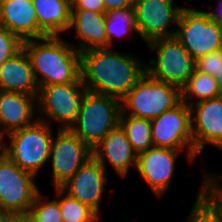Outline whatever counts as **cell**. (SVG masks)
Wrapping results in <instances>:
<instances>
[{"label": "cell", "instance_id": "37", "mask_svg": "<svg viewBox=\"0 0 222 222\" xmlns=\"http://www.w3.org/2000/svg\"><path fill=\"white\" fill-rule=\"evenodd\" d=\"M8 215H6L5 213H3L1 210H0V222H2Z\"/></svg>", "mask_w": 222, "mask_h": 222}, {"label": "cell", "instance_id": "25", "mask_svg": "<svg viewBox=\"0 0 222 222\" xmlns=\"http://www.w3.org/2000/svg\"><path fill=\"white\" fill-rule=\"evenodd\" d=\"M53 189L63 222H100L101 217L93 209L69 196L60 187Z\"/></svg>", "mask_w": 222, "mask_h": 222}, {"label": "cell", "instance_id": "36", "mask_svg": "<svg viewBox=\"0 0 222 222\" xmlns=\"http://www.w3.org/2000/svg\"><path fill=\"white\" fill-rule=\"evenodd\" d=\"M2 222H16V216H7Z\"/></svg>", "mask_w": 222, "mask_h": 222}, {"label": "cell", "instance_id": "38", "mask_svg": "<svg viewBox=\"0 0 222 222\" xmlns=\"http://www.w3.org/2000/svg\"><path fill=\"white\" fill-rule=\"evenodd\" d=\"M219 97L222 99V79H220Z\"/></svg>", "mask_w": 222, "mask_h": 222}, {"label": "cell", "instance_id": "23", "mask_svg": "<svg viewBox=\"0 0 222 222\" xmlns=\"http://www.w3.org/2000/svg\"><path fill=\"white\" fill-rule=\"evenodd\" d=\"M106 14V35L108 39V48L115 47V38H131L137 33L134 10L132 7L123 9L109 10ZM135 32V34H134Z\"/></svg>", "mask_w": 222, "mask_h": 222}, {"label": "cell", "instance_id": "15", "mask_svg": "<svg viewBox=\"0 0 222 222\" xmlns=\"http://www.w3.org/2000/svg\"><path fill=\"white\" fill-rule=\"evenodd\" d=\"M196 158L210 144L222 150V99L218 96L190 106Z\"/></svg>", "mask_w": 222, "mask_h": 222}, {"label": "cell", "instance_id": "4", "mask_svg": "<svg viewBox=\"0 0 222 222\" xmlns=\"http://www.w3.org/2000/svg\"><path fill=\"white\" fill-rule=\"evenodd\" d=\"M53 135L52 127L37 119L33 124L6 135L5 155L22 170L37 177L49 163Z\"/></svg>", "mask_w": 222, "mask_h": 222}, {"label": "cell", "instance_id": "16", "mask_svg": "<svg viewBox=\"0 0 222 222\" xmlns=\"http://www.w3.org/2000/svg\"><path fill=\"white\" fill-rule=\"evenodd\" d=\"M93 157L107 170L106 161L123 179L137 166V156L122 127L118 125L93 147ZM107 159V160H106Z\"/></svg>", "mask_w": 222, "mask_h": 222}, {"label": "cell", "instance_id": "21", "mask_svg": "<svg viewBox=\"0 0 222 222\" xmlns=\"http://www.w3.org/2000/svg\"><path fill=\"white\" fill-rule=\"evenodd\" d=\"M38 26L39 39L48 36H62L63 32L69 31L71 23L70 0H32Z\"/></svg>", "mask_w": 222, "mask_h": 222}, {"label": "cell", "instance_id": "19", "mask_svg": "<svg viewBox=\"0 0 222 222\" xmlns=\"http://www.w3.org/2000/svg\"><path fill=\"white\" fill-rule=\"evenodd\" d=\"M0 90L38 96L39 87L24 48L0 66Z\"/></svg>", "mask_w": 222, "mask_h": 222}, {"label": "cell", "instance_id": "5", "mask_svg": "<svg viewBox=\"0 0 222 222\" xmlns=\"http://www.w3.org/2000/svg\"><path fill=\"white\" fill-rule=\"evenodd\" d=\"M181 101L180 88L145 73L121 100V115L152 120Z\"/></svg>", "mask_w": 222, "mask_h": 222}, {"label": "cell", "instance_id": "30", "mask_svg": "<svg viewBox=\"0 0 222 222\" xmlns=\"http://www.w3.org/2000/svg\"><path fill=\"white\" fill-rule=\"evenodd\" d=\"M202 169L201 176H203V188L222 208V173H209L206 167Z\"/></svg>", "mask_w": 222, "mask_h": 222}, {"label": "cell", "instance_id": "27", "mask_svg": "<svg viewBox=\"0 0 222 222\" xmlns=\"http://www.w3.org/2000/svg\"><path fill=\"white\" fill-rule=\"evenodd\" d=\"M44 196L41 190L37 193L27 216L32 222H63L58 200Z\"/></svg>", "mask_w": 222, "mask_h": 222}, {"label": "cell", "instance_id": "22", "mask_svg": "<svg viewBox=\"0 0 222 222\" xmlns=\"http://www.w3.org/2000/svg\"><path fill=\"white\" fill-rule=\"evenodd\" d=\"M220 80L214 76L194 71L181 88V100L188 106L219 96ZM193 99L196 100L193 102Z\"/></svg>", "mask_w": 222, "mask_h": 222}, {"label": "cell", "instance_id": "10", "mask_svg": "<svg viewBox=\"0 0 222 222\" xmlns=\"http://www.w3.org/2000/svg\"><path fill=\"white\" fill-rule=\"evenodd\" d=\"M174 3V0H133L137 34L145 44L175 36L183 6Z\"/></svg>", "mask_w": 222, "mask_h": 222}, {"label": "cell", "instance_id": "8", "mask_svg": "<svg viewBox=\"0 0 222 222\" xmlns=\"http://www.w3.org/2000/svg\"><path fill=\"white\" fill-rule=\"evenodd\" d=\"M175 37L195 60L222 46L221 26L211 21L205 10L193 7L182 8Z\"/></svg>", "mask_w": 222, "mask_h": 222}, {"label": "cell", "instance_id": "7", "mask_svg": "<svg viewBox=\"0 0 222 222\" xmlns=\"http://www.w3.org/2000/svg\"><path fill=\"white\" fill-rule=\"evenodd\" d=\"M86 91L81 76L75 82L39 87L38 120L51 127L54 122L60 126L58 129H69L76 120L81 99Z\"/></svg>", "mask_w": 222, "mask_h": 222}, {"label": "cell", "instance_id": "24", "mask_svg": "<svg viewBox=\"0 0 222 222\" xmlns=\"http://www.w3.org/2000/svg\"><path fill=\"white\" fill-rule=\"evenodd\" d=\"M119 125L137 154L154 146L150 120L131 115H120Z\"/></svg>", "mask_w": 222, "mask_h": 222}, {"label": "cell", "instance_id": "33", "mask_svg": "<svg viewBox=\"0 0 222 222\" xmlns=\"http://www.w3.org/2000/svg\"><path fill=\"white\" fill-rule=\"evenodd\" d=\"M212 11H205L208 15L211 21L217 22L221 28H222V0L218 1V6H216Z\"/></svg>", "mask_w": 222, "mask_h": 222}, {"label": "cell", "instance_id": "32", "mask_svg": "<svg viewBox=\"0 0 222 222\" xmlns=\"http://www.w3.org/2000/svg\"><path fill=\"white\" fill-rule=\"evenodd\" d=\"M105 11L132 7L133 0H103Z\"/></svg>", "mask_w": 222, "mask_h": 222}, {"label": "cell", "instance_id": "17", "mask_svg": "<svg viewBox=\"0 0 222 222\" xmlns=\"http://www.w3.org/2000/svg\"><path fill=\"white\" fill-rule=\"evenodd\" d=\"M37 119V96L0 90V130L5 136Z\"/></svg>", "mask_w": 222, "mask_h": 222}, {"label": "cell", "instance_id": "28", "mask_svg": "<svg viewBox=\"0 0 222 222\" xmlns=\"http://www.w3.org/2000/svg\"><path fill=\"white\" fill-rule=\"evenodd\" d=\"M23 48V41L0 25V66Z\"/></svg>", "mask_w": 222, "mask_h": 222}, {"label": "cell", "instance_id": "20", "mask_svg": "<svg viewBox=\"0 0 222 222\" xmlns=\"http://www.w3.org/2000/svg\"><path fill=\"white\" fill-rule=\"evenodd\" d=\"M0 25L22 41L39 39V26L32 0L0 1Z\"/></svg>", "mask_w": 222, "mask_h": 222}, {"label": "cell", "instance_id": "34", "mask_svg": "<svg viewBox=\"0 0 222 222\" xmlns=\"http://www.w3.org/2000/svg\"><path fill=\"white\" fill-rule=\"evenodd\" d=\"M5 135L0 130V156L5 155Z\"/></svg>", "mask_w": 222, "mask_h": 222}, {"label": "cell", "instance_id": "13", "mask_svg": "<svg viewBox=\"0 0 222 222\" xmlns=\"http://www.w3.org/2000/svg\"><path fill=\"white\" fill-rule=\"evenodd\" d=\"M153 145L172 150H195L191 109L184 101L150 120Z\"/></svg>", "mask_w": 222, "mask_h": 222}, {"label": "cell", "instance_id": "35", "mask_svg": "<svg viewBox=\"0 0 222 222\" xmlns=\"http://www.w3.org/2000/svg\"><path fill=\"white\" fill-rule=\"evenodd\" d=\"M16 222H32L28 216H16Z\"/></svg>", "mask_w": 222, "mask_h": 222}, {"label": "cell", "instance_id": "11", "mask_svg": "<svg viewBox=\"0 0 222 222\" xmlns=\"http://www.w3.org/2000/svg\"><path fill=\"white\" fill-rule=\"evenodd\" d=\"M51 142L49 162L53 188L60 187L93 157L92 148L69 129H57Z\"/></svg>", "mask_w": 222, "mask_h": 222}, {"label": "cell", "instance_id": "26", "mask_svg": "<svg viewBox=\"0 0 222 222\" xmlns=\"http://www.w3.org/2000/svg\"><path fill=\"white\" fill-rule=\"evenodd\" d=\"M196 200L184 222H222V208L203 188V177Z\"/></svg>", "mask_w": 222, "mask_h": 222}, {"label": "cell", "instance_id": "31", "mask_svg": "<svg viewBox=\"0 0 222 222\" xmlns=\"http://www.w3.org/2000/svg\"><path fill=\"white\" fill-rule=\"evenodd\" d=\"M71 10H88L105 13L103 0H76L72 4Z\"/></svg>", "mask_w": 222, "mask_h": 222}, {"label": "cell", "instance_id": "18", "mask_svg": "<svg viewBox=\"0 0 222 222\" xmlns=\"http://www.w3.org/2000/svg\"><path fill=\"white\" fill-rule=\"evenodd\" d=\"M105 24V13L88 10H71L69 30H74L77 40L76 45L72 42L71 44L79 52L94 48H108Z\"/></svg>", "mask_w": 222, "mask_h": 222}, {"label": "cell", "instance_id": "12", "mask_svg": "<svg viewBox=\"0 0 222 222\" xmlns=\"http://www.w3.org/2000/svg\"><path fill=\"white\" fill-rule=\"evenodd\" d=\"M184 151L189 163L197 160L195 150H172L153 146L138 154L136 170L155 196L160 198L170 188L177 157Z\"/></svg>", "mask_w": 222, "mask_h": 222}, {"label": "cell", "instance_id": "1", "mask_svg": "<svg viewBox=\"0 0 222 222\" xmlns=\"http://www.w3.org/2000/svg\"><path fill=\"white\" fill-rule=\"evenodd\" d=\"M112 48L80 52L81 79L87 91L122 100L146 73L144 60Z\"/></svg>", "mask_w": 222, "mask_h": 222}, {"label": "cell", "instance_id": "29", "mask_svg": "<svg viewBox=\"0 0 222 222\" xmlns=\"http://www.w3.org/2000/svg\"><path fill=\"white\" fill-rule=\"evenodd\" d=\"M195 70L222 79V51L211 52L197 59Z\"/></svg>", "mask_w": 222, "mask_h": 222}, {"label": "cell", "instance_id": "9", "mask_svg": "<svg viewBox=\"0 0 222 222\" xmlns=\"http://www.w3.org/2000/svg\"><path fill=\"white\" fill-rule=\"evenodd\" d=\"M36 177L6 155L0 156V210L8 216H27L39 192Z\"/></svg>", "mask_w": 222, "mask_h": 222}, {"label": "cell", "instance_id": "2", "mask_svg": "<svg viewBox=\"0 0 222 222\" xmlns=\"http://www.w3.org/2000/svg\"><path fill=\"white\" fill-rule=\"evenodd\" d=\"M38 87L75 82L81 76L80 52L61 36L23 41Z\"/></svg>", "mask_w": 222, "mask_h": 222}, {"label": "cell", "instance_id": "14", "mask_svg": "<svg viewBox=\"0 0 222 222\" xmlns=\"http://www.w3.org/2000/svg\"><path fill=\"white\" fill-rule=\"evenodd\" d=\"M106 170L94 157L83 164L60 188L69 196L93 209L100 216L102 195L108 182Z\"/></svg>", "mask_w": 222, "mask_h": 222}, {"label": "cell", "instance_id": "6", "mask_svg": "<svg viewBox=\"0 0 222 222\" xmlns=\"http://www.w3.org/2000/svg\"><path fill=\"white\" fill-rule=\"evenodd\" d=\"M146 45L151 53L157 52V58H150L145 63L146 73L181 89L195 71L196 60L175 36L157 38Z\"/></svg>", "mask_w": 222, "mask_h": 222}, {"label": "cell", "instance_id": "3", "mask_svg": "<svg viewBox=\"0 0 222 222\" xmlns=\"http://www.w3.org/2000/svg\"><path fill=\"white\" fill-rule=\"evenodd\" d=\"M121 100L86 91L79 112L69 130L92 149L119 125Z\"/></svg>", "mask_w": 222, "mask_h": 222}]
</instances>
